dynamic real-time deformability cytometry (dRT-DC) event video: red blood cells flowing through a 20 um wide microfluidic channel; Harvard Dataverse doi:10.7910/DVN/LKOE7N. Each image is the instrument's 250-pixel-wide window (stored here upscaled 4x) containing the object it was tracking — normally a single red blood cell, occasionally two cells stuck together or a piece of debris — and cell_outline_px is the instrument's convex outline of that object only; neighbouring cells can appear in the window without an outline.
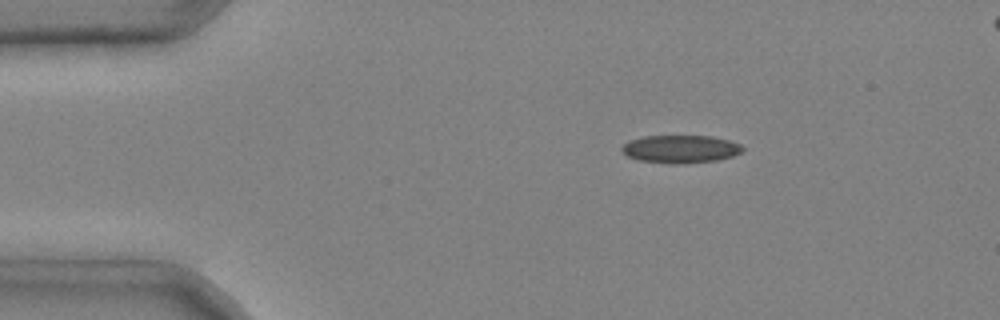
{"species": "common noctule bat (a hibernating species)", "species_latin": "Nyctalus noctula", "temperature_condition": "cold", "stored_images_in_passage": 4, "camera_frame_rate_fps": 3000, "um_per_image_px": 0.085, "animal": {"sex": "male", "body_mass_g": 20.4}, "frame": {"image": 1, "passage_image": 1, "time_ms": 0.0, "image_size_px": [1000, 320], "cell_outline_px": [[744, 148], [740, 152], [732, 156], [716, 160], [680, 164], [672, 164], [640, 160], [628, 156], [620, 148], [628, 140], [644, 136], [712, 136], [728, 140], [740, 144]], "centroid_in_image_um": [57.83, 12.66], "position_along_channel_um": 27.2, "area_um2": 19.48}}